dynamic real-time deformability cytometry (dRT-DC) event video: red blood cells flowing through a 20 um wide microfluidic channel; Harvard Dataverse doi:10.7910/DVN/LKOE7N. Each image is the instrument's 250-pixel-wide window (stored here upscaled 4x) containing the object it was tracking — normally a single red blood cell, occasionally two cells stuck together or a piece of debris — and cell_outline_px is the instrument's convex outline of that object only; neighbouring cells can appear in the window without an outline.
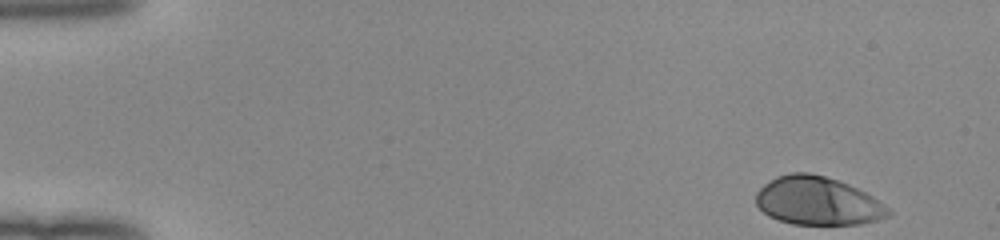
{"species": "human", "species_latin": "Homo sapiens", "temperature_condition": "room temperature", "stored_images_in_passage": 49, "camera_frame_rate_fps": 3000, "um_per_image_px": 0.085, "donor": {"sex": "female"}, "frame": {"image": 1, "passage_image": 1, "time_ms": 0.0, "image_size_px": [1000, 240], "cell_outline_px": [[892, 212], [888, 216], [876, 220], [860, 224], [792, 224], [768, 216], [756, 204], [756, 192], [764, 184], [776, 176], [792, 172], [808, 172], [824, 176], [848, 184], [872, 196], [888, 208]], "centroid_in_image_um": [69.47, 17.08], "position_along_channel_um": 15.5, "area_um2": 36.99}}
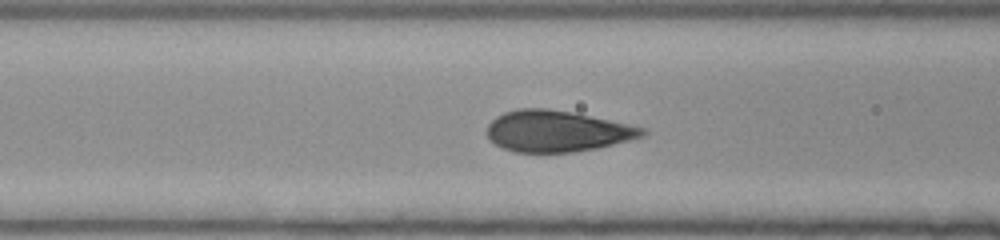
{"frame": {"image": 2, "passage_image": 19, "time_ms": 6.0, "image_size_px": [1000, 240], "cell_outline_px": [[648, 132], [644, 136], [596, 148], [576, 152], [516, 152], [504, 148], [496, 144], [484, 132], [488, 124], [496, 116], [504, 112], [516, 108], [548, 108], [572, 112], [628, 124], [644, 128]], "centroid_in_image_um": [47.31, 11.14], "position_along_channel_um": 119.3, "area_um2": 37.22}}
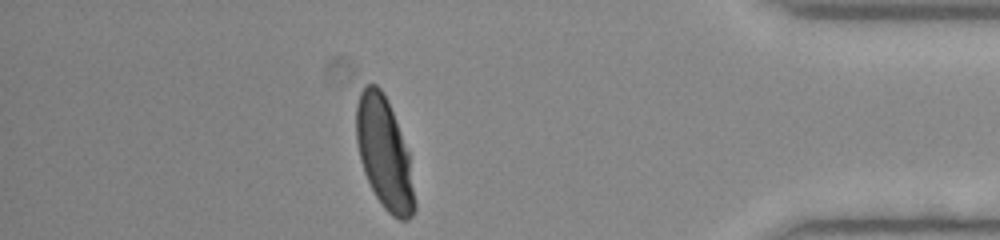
{"frame": {"image": 3, "passage_image": 43, "time_ms": 14.0, "image_size_px": [1000, 240], "cell_outline_px": [[416, 212], [408, 220], [400, 220], [392, 216], [384, 208], [376, 196], [364, 172], [360, 160], [356, 140], [356, 104], [360, 92], [368, 84], [376, 84], [384, 92], [408, 152], [416, 204]], "centroid_in_image_um": [32.66, 13.06], "position_along_channel_um": 402.5, "area_um2": 37.51}, "authors_computed_cell_mechanics": {"area_um2": 37.8012, "velocity_mm_per_s": 3.976, "shape_relaxation_time_tau1_ms": 2.8042, "shape_relaxation_time_tau2_ms": null, "deformation_change_tau1": 0.174, "deformation_change_tau2": null}}